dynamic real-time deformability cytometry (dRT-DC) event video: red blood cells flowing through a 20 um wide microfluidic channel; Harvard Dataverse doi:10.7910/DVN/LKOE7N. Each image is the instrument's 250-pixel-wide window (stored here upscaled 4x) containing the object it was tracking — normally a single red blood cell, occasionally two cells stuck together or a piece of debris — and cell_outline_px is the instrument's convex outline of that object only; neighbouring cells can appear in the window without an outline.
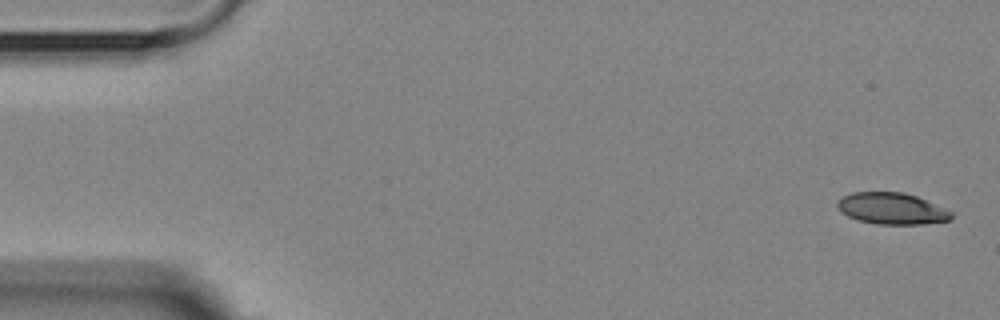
{"species": "Egyptian fruit bat (a non-hibernating species)", "species_latin": "Rousettus aegyptiacus", "temperature_condition": "room temperature", "stored_images_in_passage": 5, "camera_frame_rate_fps": 3000, "um_per_image_px": 0.085, "animal": {"sex": "female"}, "frame": {"image": 1, "passage_image": 1, "time_ms": 0.0, "image_size_px": [1000, 320], "cell_outline_px": [[952, 216], [948, 220], [920, 224], [876, 224], [860, 220], [848, 216], [840, 212], [836, 204], [844, 196], [852, 192], [904, 192], [916, 196], [944, 208], [952, 212]], "centroid_in_image_um": [75.77, 17.72], "position_along_channel_um": 9.2, "area_um2": 20.63}}
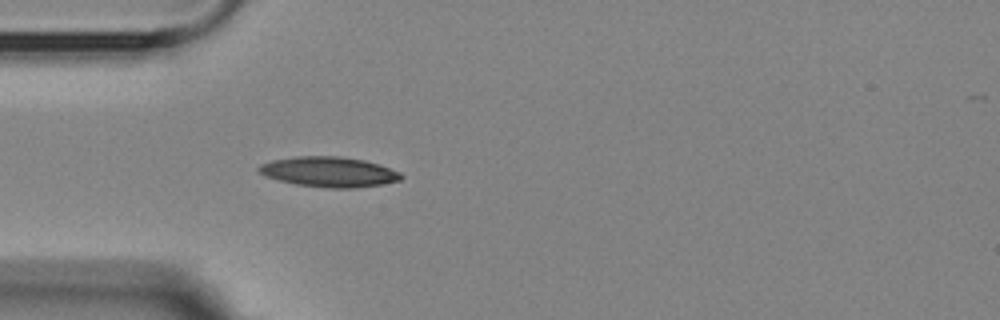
{"frame": {"image": 2, "passage_image": 5, "time_ms": 4.667, "image_size_px": [1000, 320], "cell_outline_px": [[404, 176], [400, 180], [380, 184], [352, 188], [332, 188], [296, 184], [264, 176], [256, 168], [260, 164], [272, 160], [296, 156], [340, 156], [364, 160], [400, 172]], "centroid_in_image_um": [27.93, 14.6], "position_along_channel_um": 57.1, "area_um2": 24.74}}